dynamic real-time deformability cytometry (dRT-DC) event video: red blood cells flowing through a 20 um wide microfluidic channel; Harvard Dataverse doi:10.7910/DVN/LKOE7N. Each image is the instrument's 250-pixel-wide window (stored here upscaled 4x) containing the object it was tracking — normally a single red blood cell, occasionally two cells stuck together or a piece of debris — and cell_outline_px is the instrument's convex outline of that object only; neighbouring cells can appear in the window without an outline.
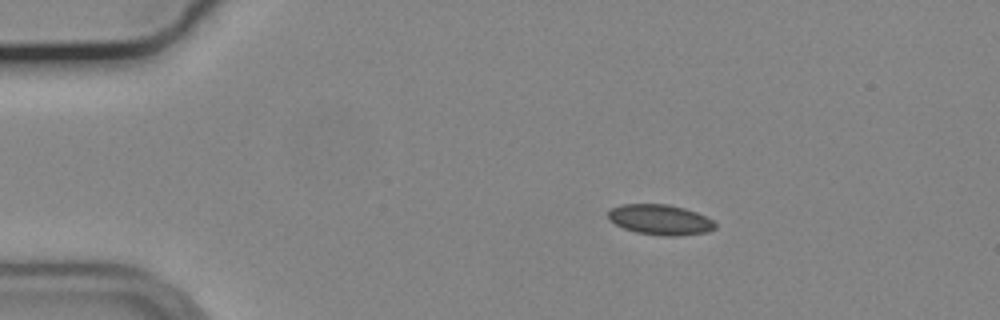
{"species": "common noctule bat (a hibernating species)", "species_latin": "Nyctalus noctula", "temperature_condition": "cold", "stored_images_in_passage": 47, "camera_frame_rate_fps": 3000, "um_per_image_px": 0.085, "animal": {"sex": "male", "body_mass_g": 19.2, "forearm_length_mm": 51.8}, "frame": {"image": 1, "passage_image": 1, "time_ms": 0.0, "image_size_px": [1000, 320], "cell_outline_px": [[716, 228], [708, 232], [676, 236], [668, 236], [636, 232], [624, 228], [608, 220], [608, 212], [612, 208], [620, 204], [668, 204], [684, 208], [696, 212], [712, 220], [716, 224]], "centroid_in_image_um": [56.11, 18.67], "position_along_channel_um": 28.9, "area_um2": 18.84}}
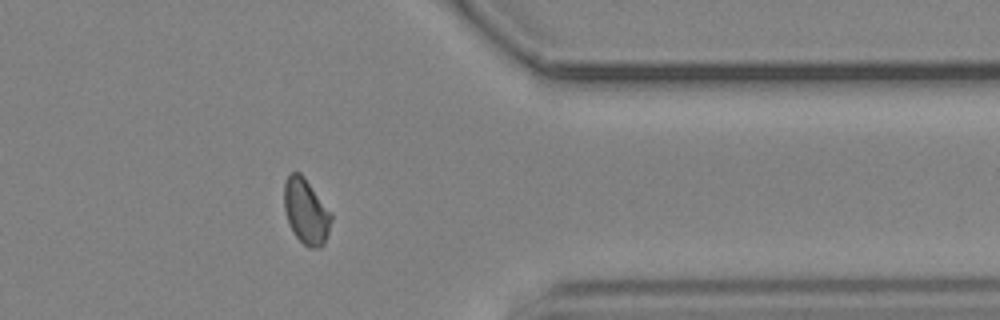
{"frame": {"image": 2, "passage_image": 36, "time_ms": 11.667, "image_size_px": [1000, 320], "cell_outline_px": [[332, 220], [324, 244], [320, 248], [308, 248], [296, 236], [288, 224], [284, 208], [284, 184], [288, 172], [300, 172], [304, 176], [332, 212]], "centroid_in_image_um": [26.01, 17.95], "position_along_channel_um": 385.4, "area_um2": 18.21}}
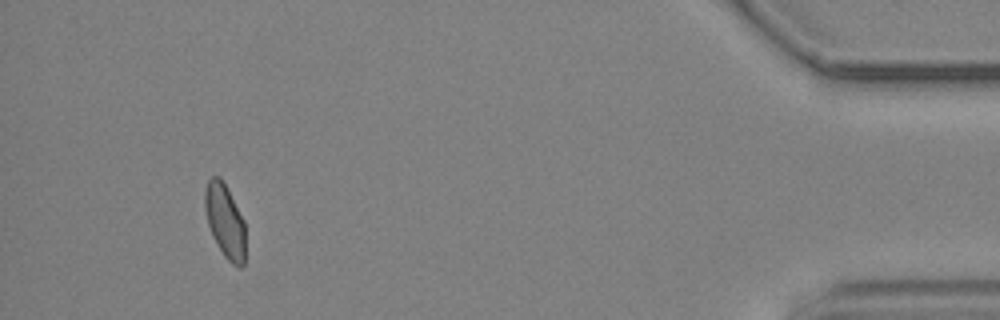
{"frame": {"image": 3, "passage_image": 43, "time_ms": 14.0, "image_size_px": [1000, 320], "cell_outline_px": [[244, 264], [240, 268], [232, 264], [224, 256], [216, 244], [212, 236], [208, 224], [204, 208], [204, 192], [208, 180], [212, 176], [220, 176], [244, 220]], "centroid_in_image_um": [19.1, 18.79], "position_along_channel_um": 416.1, "area_um2": 17.34}, "authors_computed_cell_mechanics": {"area_um2": 18.1492, "velocity_mm_per_s": 3.6908, "shape_relaxation_time_tau1_ms": null, "shape_relaxation_time_tau2_ms": 3.1677, "deformation_change_tau1": null, "deformation_change_tau2": 0.0643}}